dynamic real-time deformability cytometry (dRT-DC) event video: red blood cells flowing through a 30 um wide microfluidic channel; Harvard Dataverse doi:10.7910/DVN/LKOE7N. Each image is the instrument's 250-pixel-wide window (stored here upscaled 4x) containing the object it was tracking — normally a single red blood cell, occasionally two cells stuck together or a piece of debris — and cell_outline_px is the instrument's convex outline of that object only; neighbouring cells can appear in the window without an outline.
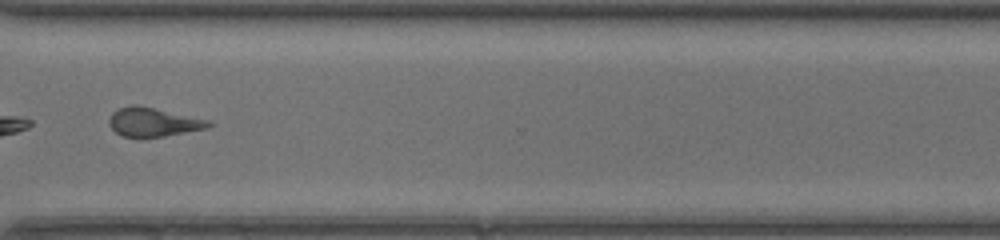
{"species": "common noctule bat (a hibernating species)", "species_latin": "Nyctalus noctula", "temperature_condition": "room temperature", "stored_images_in_passage": 30, "camera_frame_rate_fps": 3000, "um_per_image_px": 0.085, "animal": {"sex": "female", "body_mass_g": 20.0, "forearm_length_mm": 54.0}, "frame": {"image": 1, "passage_image": 22, "time_ms": 7.0, "image_size_px": [1000, 240], "cell_outline_px": [[212, 124], [208, 128], [164, 136], [120, 136], [108, 124], [108, 120], [112, 112], [120, 108], [132, 104], [136, 104], [212, 120]], "centroid_in_image_um": [13.04, 10.36], "position_along_channel_um": 357.6, "area_um2": 16.7}, "authors_computed_cell_mechanics": {"area_um2": 17.0799, "velocity_mm_per_s": 4.4555, "shape_relaxation_time_tau1_ms": 3.5311, "shape_relaxation_time_tau2_ms": 2.1824, "deformation_change_tau1": 0.1117, "deformation_change_tau2": 0.1229}}